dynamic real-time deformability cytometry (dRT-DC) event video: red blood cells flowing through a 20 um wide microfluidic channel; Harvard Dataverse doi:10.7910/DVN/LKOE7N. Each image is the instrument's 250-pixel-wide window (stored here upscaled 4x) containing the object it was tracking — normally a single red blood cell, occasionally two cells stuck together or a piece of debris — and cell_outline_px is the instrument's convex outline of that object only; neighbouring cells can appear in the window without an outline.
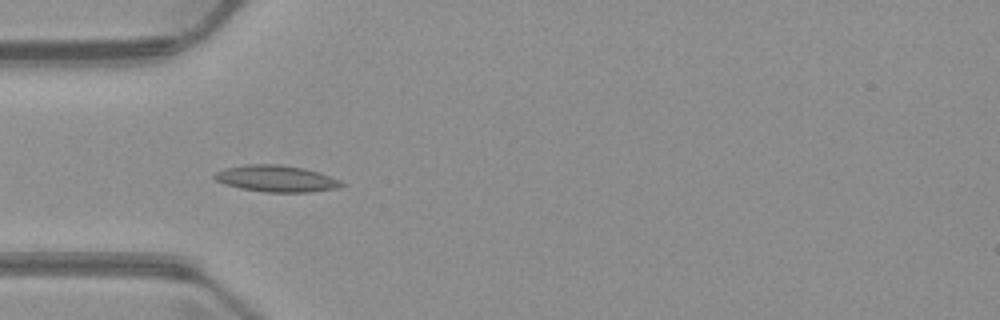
{"species": "common noctule bat (a hibernating species)", "species_latin": "Nyctalus noctula", "temperature_condition": "warm", "stored_images_in_passage": 5, "camera_frame_rate_fps": 3000, "um_per_image_px": 0.085, "animal": {"sex": "male", "body_mass_g": 23.1, "forearm_length_mm": 52.7}, "frame": {"image": 1, "passage_image": 3, "time_ms": 4.0, "image_size_px": [1000, 320], "cell_outline_px": [[348, 184], [336, 188], [308, 192], [264, 192], [240, 188], [224, 184], [216, 180], [212, 176], [216, 172], [228, 168], [244, 164], [280, 164], [304, 168], [340, 180]], "centroid_in_image_um": [23.47, 15.18], "position_along_channel_um": 61.5, "area_um2": 19.54}}
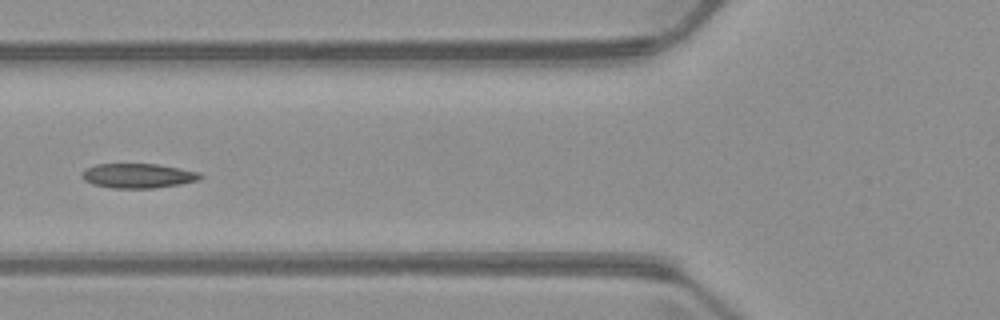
{"frame": {"image": 2, "passage_image": 4, "time_ms": 5.333, "image_size_px": [1000, 320], "cell_outline_px": [[204, 176], [200, 180], [180, 184], [156, 188], [112, 188], [92, 184], [84, 180], [80, 176], [84, 168], [96, 164], [156, 164], [180, 168], [200, 172]], "centroid_in_image_um": [11.73, 14.94], "position_along_channel_um": 114.1, "area_um2": 17.17}}
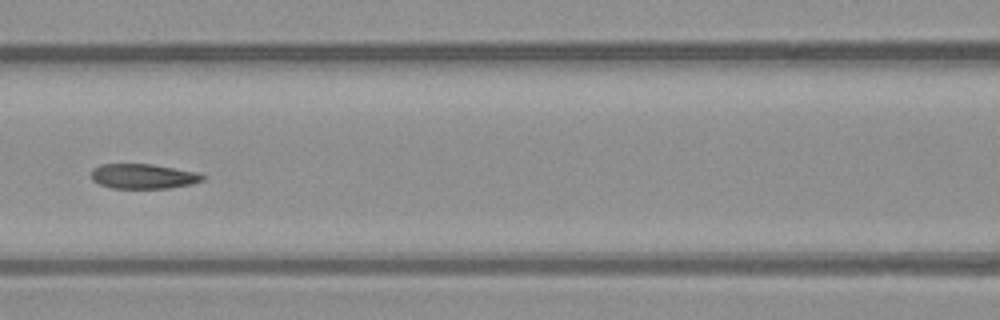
{"frame": {"image": 3, "passage_image": 5, "time_ms": 6.333, "image_size_px": [1000, 320], "cell_outline_px": [[204, 180], [192, 184], [168, 188], [112, 188], [100, 184], [92, 180], [92, 168], [100, 164], [152, 164], [200, 172], [204, 176]], "centroid_in_image_um": [12.2, 14.98], "position_along_channel_um": 154.4, "area_um2": 16.24}}